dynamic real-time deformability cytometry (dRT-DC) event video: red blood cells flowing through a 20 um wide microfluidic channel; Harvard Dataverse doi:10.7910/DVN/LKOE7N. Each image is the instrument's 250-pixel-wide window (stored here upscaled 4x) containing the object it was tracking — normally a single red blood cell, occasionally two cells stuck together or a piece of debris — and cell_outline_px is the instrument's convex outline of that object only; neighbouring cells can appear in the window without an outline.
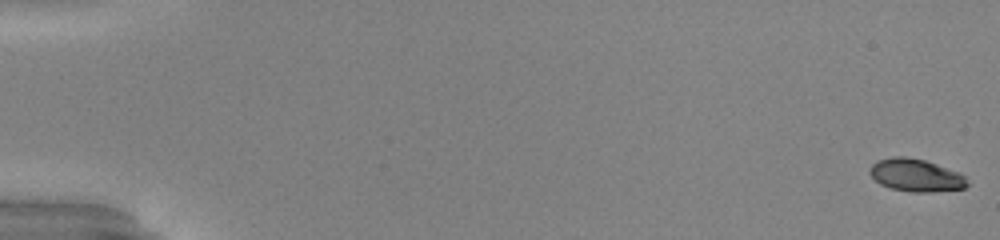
{"species": "common noctule bat (a hibernating species)", "species_latin": "Nyctalus noctula", "temperature_condition": "warm", "stored_images_in_passage": 53, "camera_frame_rate_fps": 3000, "um_per_image_px": 0.085, "animal": {"sex": "male", "body_mass_g": 20.0, "forearm_length_mm": 53.3}, "frame": {"image": 1, "passage_image": 1, "time_ms": 0.0, "image_size_px": [1000, 240], "cell_outline_px": [[968, 184], [964, 188], [932, 192], [912, 192], [892, 188], [880, 184], [868, 172], [872, 164], [876, 160], [892, 156], [904, 156], [924, 160], [960, 172], [964, 176]], "centroid_in_image_um": [77.83, 14.88], "position_along_channel_um": 7.2, "area_um2": 18.5}}
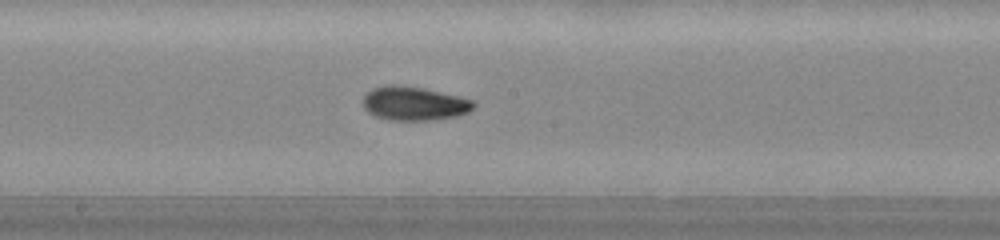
{"frame": {"image": 2, "passage_image": 30, "time_ms": 9.667, "image_size_px": [1000, 240], "cell_outline_px": [[476, 104], [468, 112], [456, 116], [428, 120], [388, 120], [376, 116], [368, 112], [364, 108], [364, 96], [372, 88], [392, 84], [396, 84], [424, 88], [472, 100]], "centroid_in_image_um": [35.17, 8.79], "position_along_channel_um": 213.0, "area_um2": 21.56}}
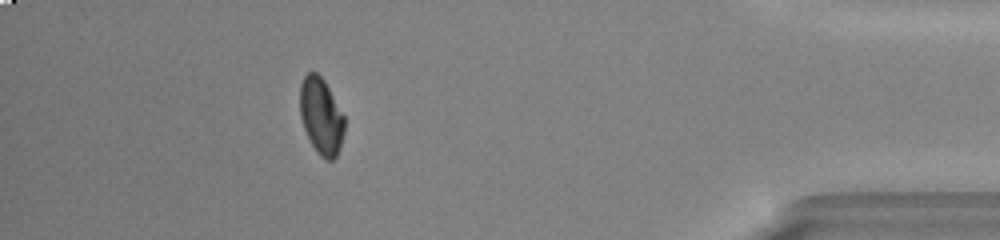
{"frame": {"image": 3, "passage_image": 48, "time_ms": 15.667, "image_size_px": [1000, 240], "cell_outline_px": [[344, 132], [340, 148], [336, 156], [332, 160], [324, 160], [316, 152], [304, 128], [300, 116], [300, 84], [304, 76], [308, 72], [316, 72], [324, 80], [344, 116]], "centroid_in_image_um": [27.29, 9.88], "position_along_channel_um": 407.9, "area_um2": 19.77}, "authors_computed_cell_mechanics": {"area_um2": 19.9988, "velocity_mm_per_s": 4.0045, "shape_relaxation_time_tau1_ms": 3.701, "shape_relaxation_time_tau2_ms": 2.578, "deformation_change_tau1": 0.1634, "deformation_change_tau2": 0.0701}}